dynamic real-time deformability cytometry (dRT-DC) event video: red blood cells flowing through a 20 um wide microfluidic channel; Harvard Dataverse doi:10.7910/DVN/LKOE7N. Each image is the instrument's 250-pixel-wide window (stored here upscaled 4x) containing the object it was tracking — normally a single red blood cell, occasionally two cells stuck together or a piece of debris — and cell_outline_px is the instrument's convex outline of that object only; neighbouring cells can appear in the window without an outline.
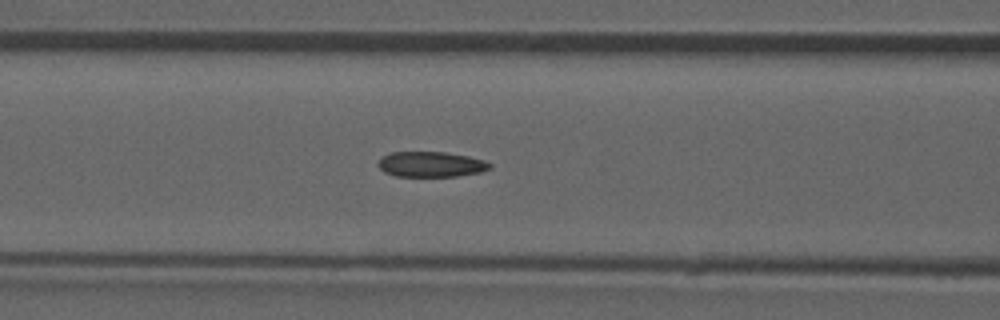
{"species": "common noctule bat (a hibernating species)", "species_latin": "Nyctalus noctula", "temperature_condition": "room temperature", "stored_images_in_passage": 40, "camera_frame_rate_fps": 3000, "um_per_image_px": 0.085, "animal": {"sex": "male", "forearm_length_mm": 52.5}, "frame": {"image": 1, "passage_image": 17, "time_ms": 5.333, "image_size_px": [1000, 320], "cell_outline_px": [[492, 168], [480, 172], [456, 176], [396, 176], [384, 172], [376, 164], [388, 152], [444, 152], [468, 156], [484, 160], [492, 164]], "centroid_in_image_um": [36.64, 13.96], "position_along_channel_um": 130.0, "area_um2": 16.47}, "authors_computed_cell_mechanics": {"area_um2": 17.3978, "velocity_mm_per_s": 3.936, "shape_relaxation_time_tau1_ms": null, "shape_relaxation_time_tau2_ms": 2.3435, "deformation_change_tau1": null, "deformation_change_tau2": 0.0759}}